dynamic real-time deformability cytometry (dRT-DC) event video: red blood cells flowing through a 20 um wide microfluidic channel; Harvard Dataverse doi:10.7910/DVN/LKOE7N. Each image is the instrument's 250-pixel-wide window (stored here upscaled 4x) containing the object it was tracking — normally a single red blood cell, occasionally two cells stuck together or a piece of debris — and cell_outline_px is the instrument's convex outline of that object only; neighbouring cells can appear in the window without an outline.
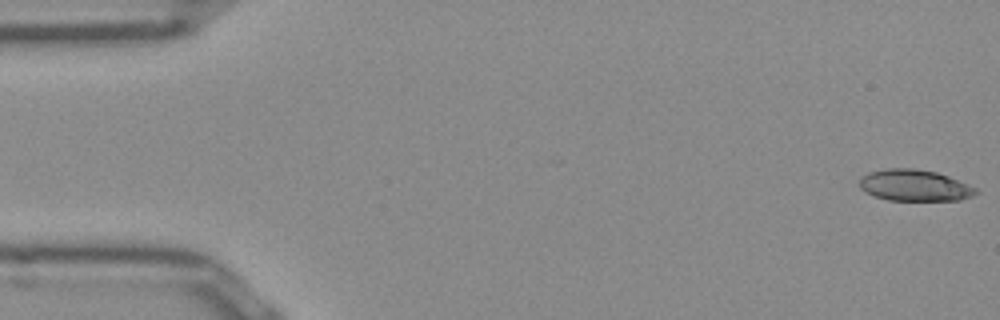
{"species": "Egyptian fruit bat (a non-hibernating species)", "species_latin": "Rousettus aegyptiacus", "temperature_condition": "room temperature", "stored_images_in_passage": 51, "camera_frame_rate_fps": 3000, "um_per_image_px": 0.085, "frame": {"image": 1, "passage_image": 1, "time_ms": 0.0, "image_size_px": [1000, 320], "cell_outline_px": [[980, 192], [972, 196], [960, 200], [888, 200], [876, 196], [860, 188], [860, 176], [868, 172], [888, 168], [912, 168], [936, 172], [948, 176], [968, 184], [976, 188]], "centroid_in_image_um": [77.75, 15.75], "position_along_channel_um": 7.3, "area_um2": 21.21}}
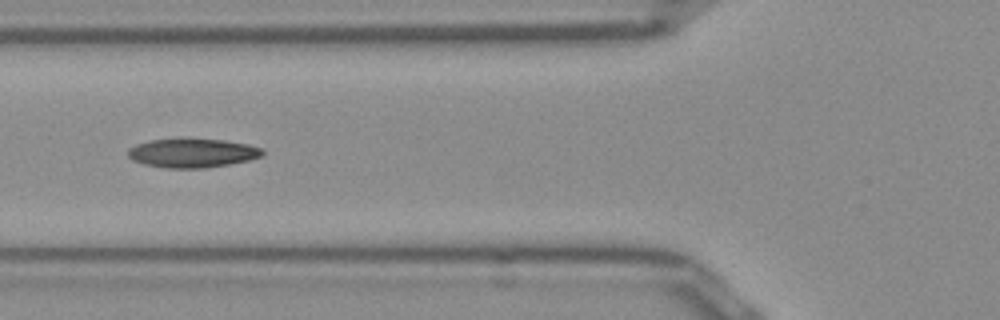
{"frame": {"image": 2, "passage_image": 19, "time_ms": 6.0, "image_size_px": [1000, 320], "cell_outline_px": [[264, 156], [248, 160], [228, 164], [204, 168], [168, 168], [144, 164], [132, 160], [128, 156], [128, 148], [136, 144], [152, 140], [184, 136], [224, 140], [248, 144], [264, 148]], "centroid_in_image_um": [16.36, 12.97], "position_along_channel_um": 109.4, "area_um2": 23.41}}
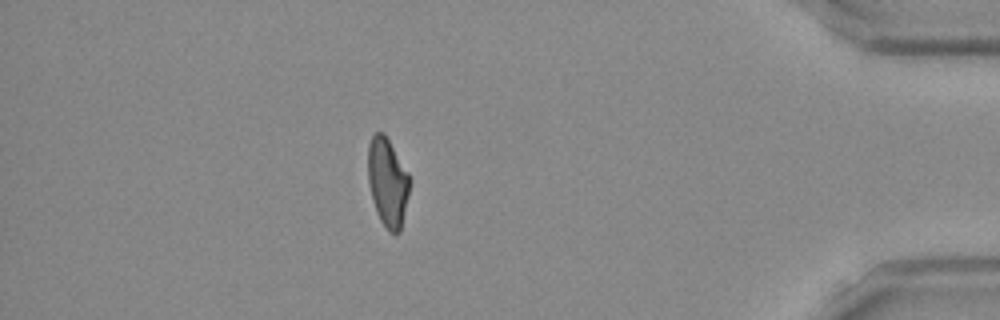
{"frame": {"image": 3, "passage_image": 45, "time_ms": 14.667, "image_size_px": [1000, 320], "cell_outline_px": [[412, 180], [400, 232], [396, 236], [380, 220], [376, 212], [368, 180], [368, 144], [372, 136], [376, 132], [384, 132], [408, 172]], "centroid_in_image_um": [32.96, 15.47], "position_along_channel_um": 402.2, "area_um2": 21.56}, "authors_computed_cell_mechanics": {"area_um2": 22.0218, "velocity_mm_per_s": 3.9277, "shape_relaxation_time_tau1_ms": 11.1309, "shape_relaxation_time_tau2_ms": 2.5951, "deformation_change_tau1": 0.2946, "deformation_change_tau2": 0.0876}}